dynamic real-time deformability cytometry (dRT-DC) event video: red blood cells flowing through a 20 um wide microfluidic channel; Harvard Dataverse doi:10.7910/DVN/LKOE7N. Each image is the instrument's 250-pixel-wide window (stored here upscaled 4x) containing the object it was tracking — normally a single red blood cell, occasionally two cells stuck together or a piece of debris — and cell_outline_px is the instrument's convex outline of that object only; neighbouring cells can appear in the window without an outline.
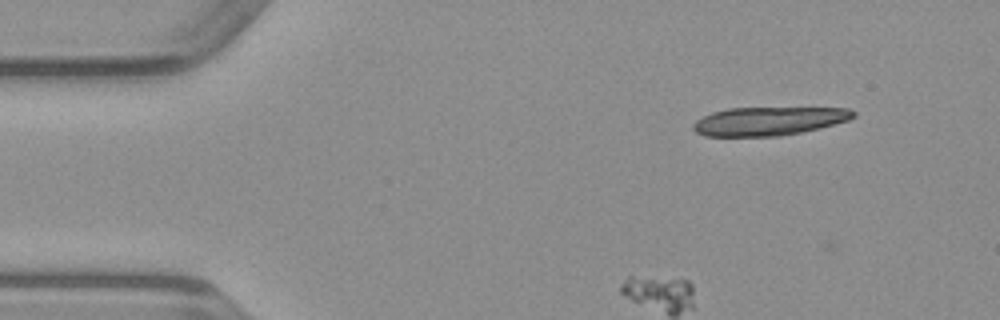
{"species": "common noctule bat (a hibernating species)", "species_latin": "Nyctalus noctula", "temperature_condition": "warm", "stored_images_in_passage": 7, "camera_frame_rate_fps": 3000, "um_per_image_px": 0.085, "animal": {"sex": "male", "body_mass_g": 23.1, "forearm_length_mm": 52.7}, "frame": {"image": 1, "passage_image": 1, "time_ms": 0.0, "image_size_px": [1000, 320], "cell_outline_px": [[856, 116], [848, 120], [820, 128], [780, 136], [704, 136], [696, 132], [692, 128], [692, 124], [696, 120], [712, 112], [728, 108], [848, 108], [856, 112]], "centroid_in_image_um": [65.33, 10.29], "position_along_channel_um": 19.7, "area_um2": 26.59}}